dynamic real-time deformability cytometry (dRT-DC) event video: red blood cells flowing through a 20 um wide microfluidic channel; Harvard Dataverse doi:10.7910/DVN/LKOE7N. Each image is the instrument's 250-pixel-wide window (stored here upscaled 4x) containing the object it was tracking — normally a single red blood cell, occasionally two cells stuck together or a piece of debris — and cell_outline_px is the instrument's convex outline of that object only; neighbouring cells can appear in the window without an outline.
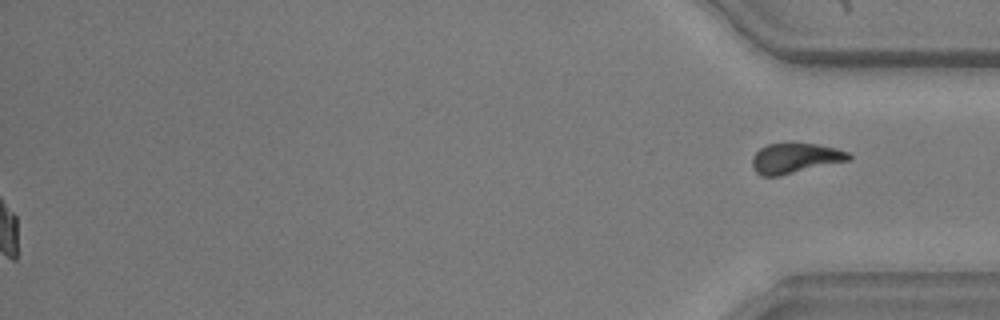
{"species": "common noctule bat (a hibernating species)", "species_latin": "Nyctalus noctula", "temperature_condition": "warm", "stored_images_in_passage": 40, "segment_of_instrument_passage": [2, 2], "camera_frame_rate_fps": 3000, "um_per_image_px": 0.085, "animal": {"sex": "male", "body_mass_g": 20.5, "forearm_length_mm": 52.5}, "frame": {"image": 1, "passage_image": 40, "time_ms": 13.0, "image_size_px": [1000, 320], "cell_outline_px": [[852, 160], [780, 176], [760, 176], [752, 168], [752, 156], [760, 148], [768, 144], [792, 140], [816, 144], [836, 148], [848, 152], [852, 156]], "centroid_in_image_um": [67.59, 13.42], "position_along_channel_um": 367.6, "area_um2": 17.74}}